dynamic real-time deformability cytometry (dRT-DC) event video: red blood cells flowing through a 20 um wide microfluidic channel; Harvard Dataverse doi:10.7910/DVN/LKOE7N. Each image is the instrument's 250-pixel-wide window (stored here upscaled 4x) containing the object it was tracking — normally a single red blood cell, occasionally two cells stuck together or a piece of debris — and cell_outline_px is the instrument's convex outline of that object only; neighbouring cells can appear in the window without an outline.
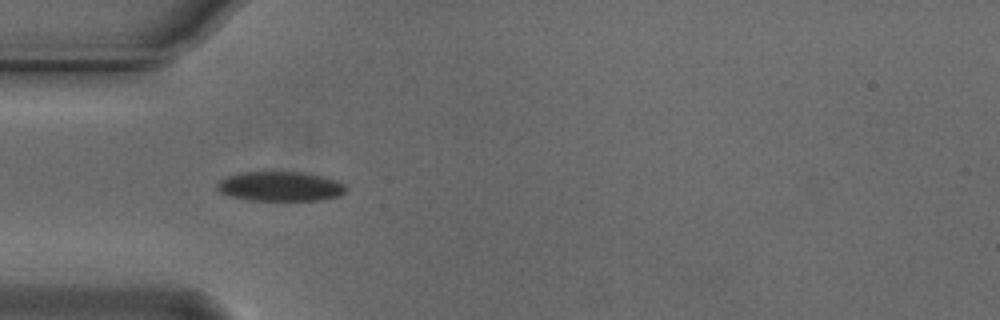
{"species": "Egyptian fruit bat (a non-hibernating species)", "species_latin": "Rousettus aegyptiacus", "temperature_condition": "cold", "stored_images_in_passage": 39, "camera_frame_rate_fps": 3000, "um_per_image_px": 0.085, "animal": {"sex": "male"}, "frame": {"image": 1, "passage_image": 1, "time_ms": 0.0, "image_size_px": [1000, 320], "cell_outline_px": [[348, 188], [340, 196], [320, 200], [248, 200], [232, 196], [220, 192], [216, 188], [216, 184], [220, 180], [228, 176], [240, 172], [304, 172], [324, 176], [336, 180], [344, 184]], "centroid_in_image_um": [23.84, 15.83], "position_along_channel_um": 61.2, "area_um2": 22.31}}
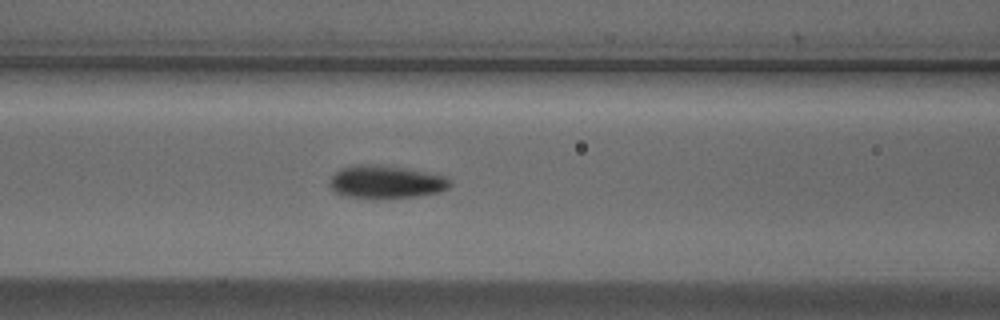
{"frame": {"image": 2, "passage_image": 7, "time_ms": 2.0, "image_size_px": [1000, 320], "cell_outline_px": [[452, 184], [448, 188], [440, 192], [416, 196], [348, 196], [336, 192], [328, 184], [332, 176], [340, 168], [356, 164], [380, 164], [404, 168], [448, 176]], "centroid_in_image_um": [32.84, 15.41], "position_along_channel_um": 133.8, "area_um2": 22.54}}
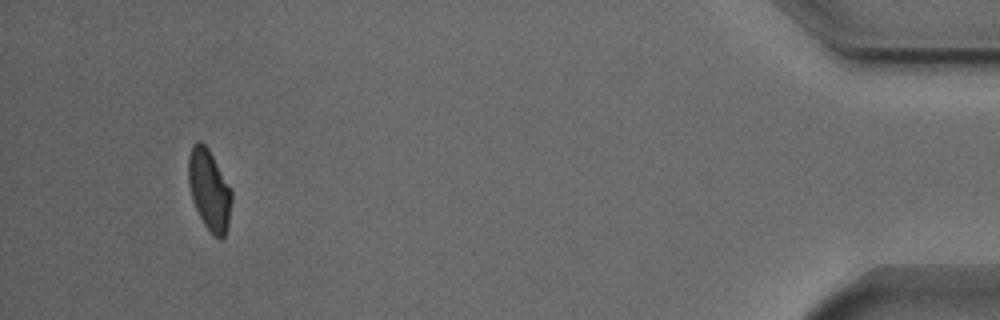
{"frame": {"image": 3, "passage_image": 36, "time_ms": 11.667, "image_size_px": [1000, 320], "cell_outline_px": [[232, 200], [228, 228], [224, 236], [220, 240], [212, 236], [204, 224], [192, 200], [188, 184], [188, 156], [192, 144], [200, 140], [208, 148], [232, 192]], "centroid_in_image_um": [17.77, 16.17], "position_along_channel_um": 417.4, "area_um2": 20.4}}